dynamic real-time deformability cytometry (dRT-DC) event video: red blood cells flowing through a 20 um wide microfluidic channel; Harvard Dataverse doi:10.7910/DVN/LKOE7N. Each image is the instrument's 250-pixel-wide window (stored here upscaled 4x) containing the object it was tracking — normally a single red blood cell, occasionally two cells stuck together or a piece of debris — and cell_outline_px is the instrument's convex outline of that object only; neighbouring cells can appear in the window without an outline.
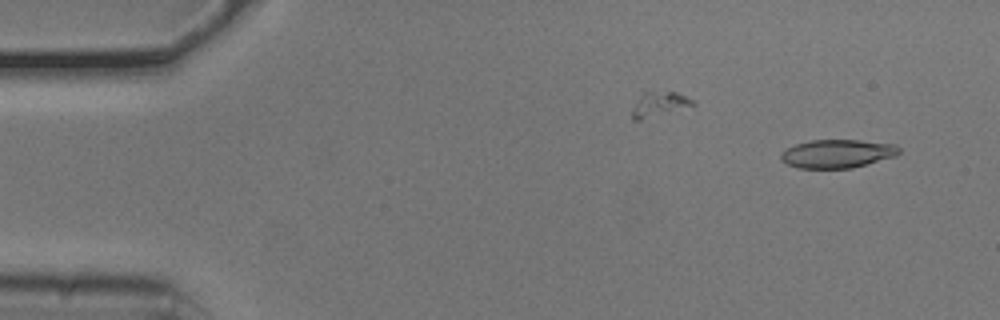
{"species": "common noctule bat (a hibernating species)", "species_latin": "Nyctalus noctula", "temperature_condition": "cold", "stored_images_in_passage": 52, "camera_frame_rate_fps": 3000, "um_per_image_px": 0.085, "animal": {"sex": "male", "body_mass_g": 20.5, "forearm_length_mm": 52.5}, "frame": {"image": 1, "passage_image": 3, "time_ms": 0.667, "image_size_px": [1000, 320], "cell_outline_px": [[900, 152], [896, 156], [852, 168], [796, 168], [780, 160], [780, 156], [788, 148], [796, 144], [812, 140], [860, 140], [896, 144], [900, 148]], "centroid_in_image_um": [71.2, 13.06], "position_along_channel_um": 13.8, "area_um2": 19.54}}
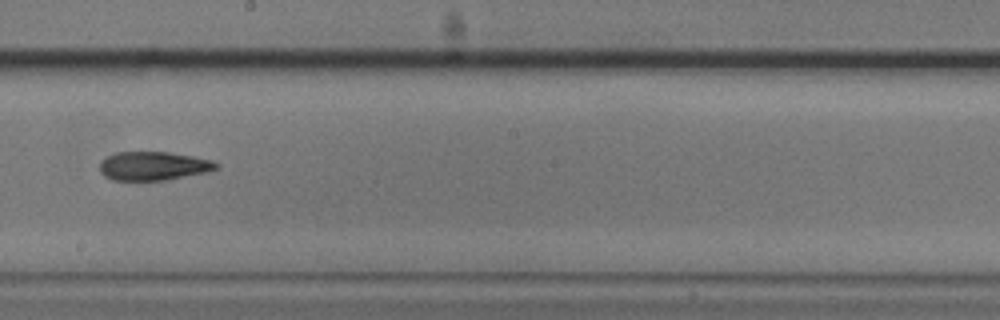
{"frame": {"image": 2, "passage_image": 29, "time_ms": 9.333, "image_size_px": [1000, 320], "cell_outline_px": [[220, 168], [208, 172], [168, 180], [112, 180], [104, 176], [100, 172], [100, 160], [116, 152], [168, 152], [192, 156], [212, 160], [220, 164]], "centroid_in_image_um": [13.07, 14.11], "position_along_channel_um": 235.1, "area_um2": 19.71}}
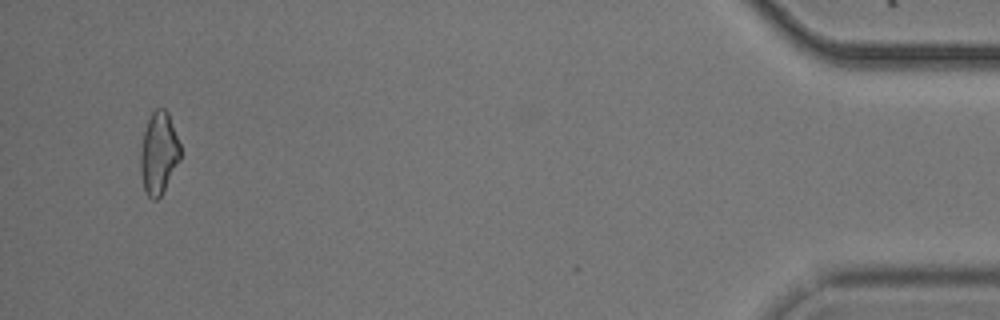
{"frame": {"image": 3, "passage_image": 50, "time_ms": 16.333, "image_size_px": [1000, 320], "cell_outline_px": [[180, 160], [160, 196], [156, 200], [152, 200], [144, 192], [140, 172], [140, 152], [144, 132], [148, 120], [152, 112], [156, 108], [164, 108], [168, 112], [180, 144]], "centroid_in_image_um": [13.48, 13.03], "position_along_channel_um": 421.7, "area_um2": 19.02}, "authors_computed_cell_mechanics": {"area_um2": 19.652, "velocity_mm_per_s": 3.7923, "shape_relaxation_time_tau1_ms": null, "shape_relaxation_time_tau2_ms": 6.9309, "deformation_change_tau1": null, "deformation_change_tau2": 0.1746}}